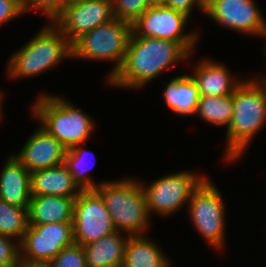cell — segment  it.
Here are the masks:
<instances>
[{
	"label": "cell",
	"mask_w": 266,
	"mask_h": 267,
	"mask_svg": "<svg viewBox=\"0 0 266 267\" xmlns=\"http://www.w3.org/2000/svg\"><path fill=\"white\" fill-rule=\"evenodd\" d=\"M30 184L31 195L77 197L82 191L64 163L31 172Z\"/></svg>",
	"instance_id": "ac0fdd59"
},
{
	"label": "cell",
	"mask_w": 266,
	"mask_h": 267,
	"mask_svg": "<svg viewBox=\"0 0 266 267\" xmlns=\"http://www.w3.org/2000/svg\"><path fill=\"white\" fill-rule=\"evenodd\" d=\"M188 16L165 4L151 5L133 24L132 31L140 37L167 39L175 42H197V33H184Z\"/></svg>",
	"instance_id": "7c38bea8"
},
{
	"label": "cell",
	"mask_w": 266,
	"mask_h": 267,
	"mask_svg": "<svg viewBox=\"0 0 266 267\" xmlns=\"http://www.w3.org/2000/svg\"><path fill=\"white\" fill-rule=\"evenodd\" d=\"M250 79L243 80L233 92V115L226 132V162L239 159L266 122V83L257 77Z\"/></svg>",
	"instance_id": "7a4b0ae2"
},
{
	"label": "cell",
	"mask_w": 266,
	"mask_h": 267,
	"mask_svg": "<svg viewBox=\"0 0 266 267\" xmlns=\"http://www.w3.org/2000/svg\"><path fill=\"white\" fill-rule=\"evenodd\" d=\"M73 243V223L29 225L20 241V258L50 262L63 248Z\"/></svg>",
	"instance_id": "30bf717a"
},
{
	"label": "cell",
	"mask_w": 266,
	"mask_h": 267,
	"mask_svg": "<svg viewBox=\"0 0 266 267\" xmlns=\"http://www.w3.org/2000/svg\"><path fill=\"white\" fill-rule=\"evenodd\" d=\"M115 18L133 24L150 6L149 0H112Z\"/></svg>",
	"instance_id": "d4e9b609"
},
{
	"label": "cell",
	"mask_w": 266,
	"mask_h": 267,
	"mask_svg": "<svg viewBox=\"0 0 266 267\" xmlns=\"http://www.w3.org/2000/svg\"><path fill=\"white\" fill-rule=\"evenodd\" d=\"M228 67L213 60L199 62L191 76L197 85L200 96H228L243 82L230 74Z\"/></svg>",
	"instance_id": "2e32d148"
},
{
	"label": "cell",
	"mask_w": 266,
	"mask_h": 267,
	"mask_svg": "<svg viewBox=\"0 0 266 267\" xmlns=\"http://www.w3.org/2000/svg\"><path fill=\"white\" fill-rule=\"evenodd\" d=\"M145 237L147 236H130L122 267H169V258L155 242Z\"/></svg>",
	"instance_id": "44dd1931"
},
{
	"label": "cell",
	"mask_w": 266,
	"mask_h": 267,
	"mask_svg": "<svg viewBox=\"0 0 266 267\" xmlns=\"http://www.w3.org/2000/svg\"><path fill=\"white\" fill-rule=\"evenodd\" d=\"M95 190L101 195L116 231L130 236L146 234L150 215L141 182L131 177L104 181Z\"/></svg>",
	"instance_id": "3957f363"
},
{
	"label": "cell",
	"mask_w": 266,
	"mask_h": 267,
	"mask_svg": "<svg viewBox=\"0 0 266 267\" xmlns=\"http://www.w3.org/2000/svg\"><path fill=\"white\" fill-rule=\"evenodd\" d=\"M17 267H51L49 262H37V261H28L21 260L18 263Z\"/></svg>",
	"instance_id": "4dcf8cb0"
},
{
	"label": "cell",
	"mask_w": 266,
	"mask_h": 267,
	"mask_svg": "<svg viewBox=\"0 0 266 267\" xmlns=\"http://www.w3.org/2000/svg\"><path fill=\"white\" fill-rule=\"evenodd\" d=\"M151 5H163L167 2V0H149Z\"/></svg>",
	"instance_id": "d6a6232c"
},
{
	"label": "cell",
	"mask_w": 266,
	"mask_h": 267,
	"mask_svg": "<svg viewBox=\"0 0 266 267\" xmlns=\"http://www.w3.org/2000/svg\"><path fill=\"white\" fill-rule=\"evenodd\" d=\"M2 93H3V92L0 90V120L3 118V117H2V116H3V115H2V110H1V102L3 101V100H2V97H3Z\"/></svg>",
	"instance_id": "836d02e7"
},
{
	"label": "cell",
	"mask_w": 266,
	"mask_h": 267,
	"mask_svg": "<svg viewBox=\"0 0 266 267\" xmlns=\"http://www.w3.org/2000/svg\"><path fill=\"white\" fill-rule=\"evenodd\" d=\"M203 121L217 126H229L233 115V94L200 96L196 113Z\"/></svg>",
	"instance_id": "7402d4cb"
},
{
	"label": "cell",
	"mask_w": 266,
	"mask_h": 267,
	"mask_svg": "<svg viewBox=\"0 0 266 267\" xmlns=\"http://www.w3.org/2000/svg\"><path fill=\"white\" fill-rule=\"evenodd\" d=\"M49 263L51 267H87L83 246L77 243L63 248Z\"/></svg>",
	"instance_id": "484cf974"
},
{
	"label": "cell",
	"mask_w": 266,
	"mask_h": 267,
	"mask_svg": "<svg viewBox=\"0 0 266 267\" xmlns=\"http://www.w3.org/2000/svg\"><path fill=\"white\" fill-rule=\"evenodd\" d=\"M205 178L193 191L188 203L191 221L200 235L214 249H221L225 241V207L221 192Z\"/></svg>",
	"instance_id": "52a82bcc"
},
{
	"label": "cell",
	"mask_w": 266,
	"mask_h": 267,
	"mask_svg": "<svg viewBox=\"0 0 266 267\" xmlns=\"http://www.w3.org/2000/svg\"><path fill=\"white\" fill-rule=\"evenodd\" d=\"M195 43L140 37L132 31L124 61L107 82L124 89L144 87L174 62L187 60Z\"/></svg>",
	"instance_id": "6da1fadb"
},
{
	"label": "cell",
	"mask_w": 266,
	"mask_h": 267,
	"mask_svg": "<svg viewBox=\"0 0 266 267\" xmlns=\"http://www.w3.org/2000/svg\"><path fill=\"white\" fill-rule=\"evenodd\" d=\"M28 208L17 207L0 199V235L22 240L28 229Z\"/></svg>",
	"instance_id": "cb8c5ba5"
},
{
	"label": "cell",
	"mask_w": 266,
	"mask_h": 267,
	"mask_svg": "<svg viewBox=\"0 0 266 267\" xmlns=\"http://www.w3.org/2000/svg\"><path fill=\"white\" fill-rule=\"evenodd\" d=\"M130 235L118 231L83 246L87 267H122Z\"/></svg>",
	"instance_id": "d6986e66"
},
{
	"label": "cell",
	"mask_w": 266,
	"mask_h": 267,
	"mask_svg": "<svg viewBox=\"0 0 266 267\" xmlns=\"http://www.w3.org/2000/svg\"><path fill=\"white\" fill-rule=\"evenodd\" d=\"M23 13L21 0H0V27Z\"/></svg>",
	"instance_id": "f1b7e54d"
},
{
	"label": "cell",
	"mask_w": 266,
	"mask_h": 267,
	"mask_svg": "<svg viewBox=\"0 0 266 267\" xmlns=\"http://www.w3.org/2000/svg\"><path fill=\"white\" fill-rule=\"evenodd\" d=\"M199 98V90L191 75L175 76L164 91L165 104L181 116L194 115Z\"/></svg>",
	"instance_id": "ffe728a7"
},
{
	"label": "cell",
	"mask_w": 266,
	"mask_h": 267,
	"mask_svg": "<svg viewBox=\"0 0 266 267\" xmlns=\"http://www.w3.org/2000/svg\"><path fill=\"white\" fill-rule=\"evenodd\" d=\"M76 197L32 195L28 206L29 225L72 223Z\"/></svg>",
	"instance_id": "e0dca14e"
},
{
	"label": "cell",
	"mask_w": 266,
	"mask_h": 267,
	"mask_svg": "<svg viewBox=\"0 0 266 267\" xmlns=\"http://www.w3.org/2000/svg\"><path fill=\"white\" fill-rule=\"evenodd\" d=\"M132 35V24L117 18L99 25L72 44V58L114 62L109 80L121 67Z\"/></svg>",
	"instance_id": "8992f818"
},
{
	"label": "cell",
	"mask_w": 266,
	"mask_h": 267,
	"mask_svg": "<svg viewBox=\"0 0 266 267\" xmlns=\"http://www.w3.org/2000/svg\"><path fill=\"white\" fill-rule=\"evenodd\" d=\"M49 23L11 55L7 63L11 79L36 76L66 57L72 58V44L52 21Z\"/></svg>",
	"instance_id": "277c9868"
},
{
	"label": "cell",
	"mask_w": 266,
	"mask_h": 267,
	"mask_svg": "<svg viewBox=\"0 0 266 267\" xmlns=\"http://www.w3.org/2000/svg\"><path fill=\"white\" fill-rule=\"evenodd\" d=\"M0 171V199L22 208L31 200V173L12 154Z\"/></svg>",
	"instance_id": "9a60e30c"
},
{
	"label": "cell",
	"mask_w": 266,
	"mask_h": 267,
	"mask_svg": "<svg viewBox=\"0 0 266 267\" xmlns=\"http://www.w3.org/2000/svg\"><path fill=\"white\" fill-rule=\"evenodd\" d=\"M78 1H84V0H60V12L62 11V8L65 7L66 5Z\"/></svg>",
	"instance_id": "1f68e13d"
},
{
	"label": "cell",
	"mask_w": 266,
	"mask_h": 267,
	"mask_svg": "<svg viewBox=\"0 0 266 267\" xmlns=\"http://www.w3.org/2000/svg\"><path fill=\"white\" fill-rule=\"evenodd\" d=\"M205 178L195 172L182 171L159 178L147 187L142 184L149 215L155 212L166 216L180 210Z\"/></svg>",
	"instance_id": "ba28073f"
},
{
	"label": "cell",
	"mask_w": 266,
	"mask_h": 267,
	"mask_svg": "<svg viewBox=\"0 0 266 267\" xmlns=\"http://www.w3.org/2000/svg\"><path fill=\"white\" fill-rule=\"evenodd\" d=\"M205 14L231 30L266 35V21L254 0H207Z\"/></svg>",
	"instance_id": "4fadbf2b"
},
{
	"label": "cell",
	"mask_w": 266,
	"mask_h": 267,
	"mask_svg": "<svg viewBox=\"0 0 266 267\" xmlns=\"http://www.w3.org/2000/svg\"><path fill=\"white\" fill-rule=\"evenodd\" d=\"M265 38H266V35L264 36ZM263 51H264V53L266 54V45H265V47H264V49H263ZM261 76L258 78V80H260V81H262V82H265L266 83V76H264V78H261Z\"/></svg>",
	"instance_id": "e575fe53"
},
{
	"label": "cell",
	"mask_w": 266,
	"mask_h": 267,
	"mask_svg": "<svg viewBox=\"0 0 266 267\" xmlns=\"http://www.w3.org/2000/svg\"><path fill=\"white\" fill-rule=\"evenodd\" d=\"M18 154H13L31 173L64 163L67 148L45 128L38 126Z\"/></svg>",
	"instance_id": "5bb4252c"
},
{
	"label": "cell",
	"mask_w": 266,
	"mask_h": 267,
	"mask_svg": "<svg viewBox=\"0 0 266 267\" xmlns=\"http://www.w3.org/2000/svg\"><path fill=\"white\" fill-rule=\"evenodd\" d=\"M81 146L82 145H76L67 149L64 164L67 166L69 172L71 173L74 182L81 190H95L99 184H96L88 175H86L87 172L91 168H93L95 164L94 161L93 163L91 162L92 166L89 167V165H87V160L92 157H90L89 155L93 152L85 150ZM93 158H95L94 155L92 159Z\"/></svg>",
	"instance_id": "603a6c76"
},
{
	"label": "cell",
	"mask_w": 266,
	"mask_h": 267,
	"mask_svg": "<svg viewBox=\"0 0 266 267\" xmlns=\"http://www.w3.org/2000/svg\"><path fill=\"white\" fill-rule=\"evenodd\" d=\"M24 12L29 10L44 12L48 21H53L60 14V0H21Z\"/></svg>",
	"instance_id": "83f0119b"
},
{
	"label": "cell",
	"mask_w": 266,
	"mask_h": 267,
	"mask_svg": "<svg viewBox=\"0 0 266 267\" xmlns=\"http://www.w3.org/2000/svg\"><path fill=\"white\" fill-rule=\"evenodd\" d=\"M32 107V114L41 126L67 149L82 145L92 134V118L65 98L45 93Z\"/></svg>",
	"instance_id": "5b68a950"
},
{
	"label": "cell",
	"mask_w": 266,
	"mask_h": 267,
	"mask_svg": "<svg viewBox=\"0 0 266 267\" xmlns=\"http://www.w3.org/2000/svg\"><path fill=\"white\" fill-rule=\"evenodd\" d=\"M20 259L19 240L15 243L12 237L0 235V267H17Z\"/></svg>",
	"instance_id": "4316f807"
},
{
	"label": "cell",
	"mask_w": 266,
	"mask_h": 267,
	"mask_svg": "<svg viewBox=\"0 0 266 267\" xmlns=\"http://www.w3.org/2000/svg\"><path fill=\"white\" fill-rule=\"evenodd\" d=\"M74 243L92 244L116 231L101 195L96 190H82L73 204Z\"/></svg>",
	"instance_id": "9c48e42d"
},
{
	"label": "cell",
	"mask_w": 266,
	"mask_h": 267,
	"mask_svg": "<svg viewBox=\"0 0 266 267\" xmlns=\"http://www.w3.org/2000/svg\"><path fill=\"white\" fill-rule=\"evenodd\" d=\"M206 2L207 0H167L165 5L190 17L194 6H197L199 11L205 13Z\"/></svg>",
	"instance_id": "f546056e"
},
{
	"label": "cell",
	"mask_w": 266,
	"mask_h": 267,
	"mask_svg": "<svg viewBox=\"0 0 266 267\" xmlns=\"http://www.w3.org/2000/svg\"><path fill=\"white\" fill-rule=\"evenodd\" d=\"M113 19L112 0H84L63 7L52 22L73 44L82 35Z\"/></svg>",
	"instance_id": "8fae6325"
}]
</instances>
